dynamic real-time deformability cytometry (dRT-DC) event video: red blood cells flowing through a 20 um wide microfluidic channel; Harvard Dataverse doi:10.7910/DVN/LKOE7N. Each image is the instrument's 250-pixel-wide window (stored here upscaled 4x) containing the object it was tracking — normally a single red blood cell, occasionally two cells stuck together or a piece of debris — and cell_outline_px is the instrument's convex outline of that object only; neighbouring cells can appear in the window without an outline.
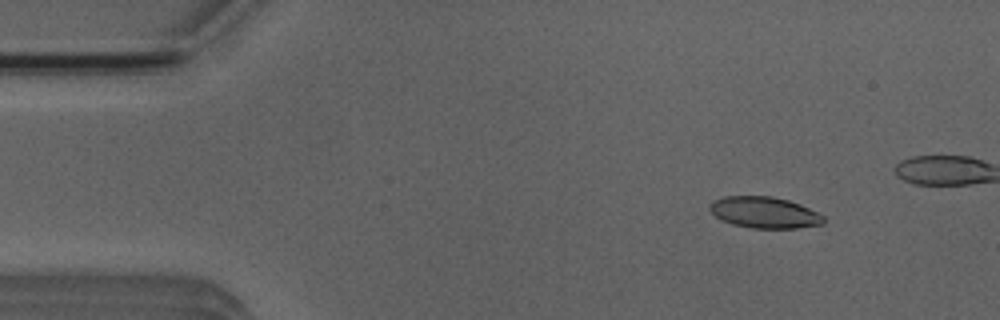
{"species": "Egyptian fruit bat (a non-hibernating species)", "species_latin": "Rousettus aegyptiacus", "temperature_condition": "room temperature", "stored_images_in_passage": 4, "camera_frame_rate_fps": 3000, "um_per_image_px": 0.085, "animal": {"sex": "male"}, "frame": {"image": 1, "passage_image": 1, "time_ms": 0.0, "image_size_px": [1000, 320], "cell_outline_px": [[824, 224], [796, 228], [752, 228], [732, 224], [720, 220], [708, 208], [708, 204], [724, 196], [772, 196], [788, 200], [800, 204], [824, 216]], "centroid_in_image_um": [64.96, 18.06], "position_along_channel_um": 20.0, "area_um2": 20.75}}